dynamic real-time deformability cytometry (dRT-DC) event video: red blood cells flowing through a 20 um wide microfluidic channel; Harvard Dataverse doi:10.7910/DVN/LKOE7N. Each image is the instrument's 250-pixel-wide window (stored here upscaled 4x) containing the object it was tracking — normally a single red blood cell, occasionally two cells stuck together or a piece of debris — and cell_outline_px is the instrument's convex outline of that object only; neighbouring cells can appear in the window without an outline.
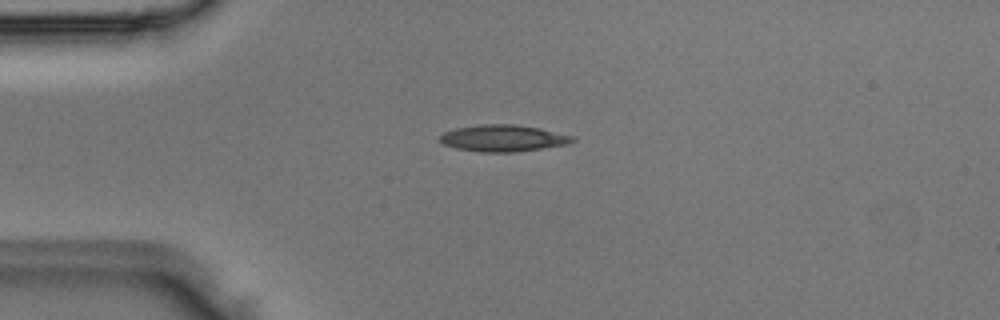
{"species": "Egyptian fruit bat (a non-hibernating species)", "species_latin": "Rousettus aegyptiacus", "temperature_condition": "room temperature", "stored_images_in_passage": 4, "camera_frame_rate_fps": 3000, "um_per_image_px": 0.085, "animal": {"sex": "male"}, "frame": {"image": 1, "passage_image": 3, "time_ms": 0.667, "image_size_px": [1000, 320], "cell_outline_px": [[576, 140], [568, 144], [516, 152], [480, 152], [456, 148], [444, 144], [440, 140], [440, 136], [444, 132], [456, 128], [480, 124], [516, 124], [540, 128], [572, 136]], "centroid_in_image_um": [42.76, 11.74], "position_along_channel_um": 42.2, "area_um2": 20.52}}